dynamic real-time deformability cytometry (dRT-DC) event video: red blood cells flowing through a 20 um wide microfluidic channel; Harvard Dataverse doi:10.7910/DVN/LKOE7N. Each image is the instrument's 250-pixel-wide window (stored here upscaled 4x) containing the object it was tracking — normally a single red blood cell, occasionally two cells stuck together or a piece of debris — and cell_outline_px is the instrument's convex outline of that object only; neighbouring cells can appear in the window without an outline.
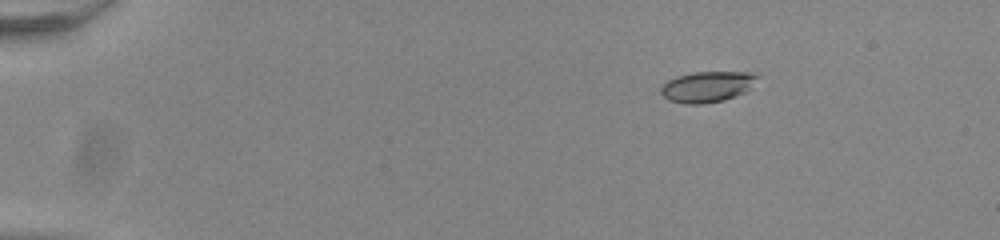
{"species": "common noctule bat (a hibernating species)", "species_latin": "Nyctalus noctula", "temperature_condition": "room temperature", "stored_images_in_passage": 46, "camera_frame_rate_fps": 3000, "um_per_image_px": 0.085, "animal": {"sex": "male", "body_mass_g": 20.0, "forearm_length_mm": 53.3}, "frame": {"image": 1, "passage_image": 1, "time_ms": 0.0, "image_size_px": [1000, 240], "cell_outline_px": [[760, 76], [744, 92], [724, 100], [704, 104], [688, 104], [668, 100], [660, 92], [660, 88], [668, 80], [676, 76], [692, 72], [748, 72]], "centroid_in_image_um": [60.08, 7.37], "position_along_channel_um": 24.9, "area_um2": 17.17}}
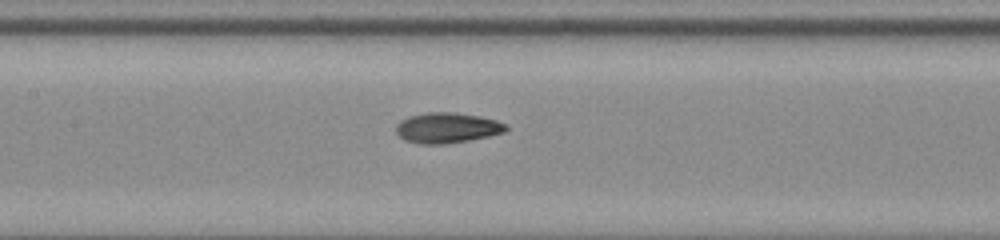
{"frame": {"image": 2, "passage_image": 20, "time_ms": 6.333, "image_size_px": [1000, 240], "cell_outline_px": [[508, 128], [504, 132], [488, 136], [468, 140], [444, 144], [420, 144], [404, 140], [396, 132], [396, 124], [400, 120], [408, 116], [428, 112], [452, 112], [480, 116], [496, 120], [508, 124]], "centroid_in_image_um": [37.99, 10.86], "position_along_channel_um": 169.4, "area_um2": 19.54}}
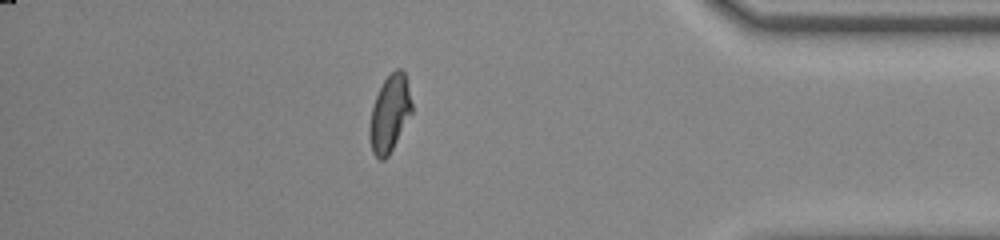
{"frame": {"image": 3, "passage_image": 40, "time_ms": 13.0, "image_size_px": [1000, 240], "cell_outline_px": [[412, 112], [388, 156], [384, 160], [380, 160], [372, 152], [368, 136], [368, 128], [372, 108], [376, 96], [384, 80], [396, 68], [400, 68], [404, 72], [412, 104]], "centroid_in_image_um": [33.1, 9.68], "position_along_channel_um": 402.1, "area_um2": 18.67}, "authors_computed_cell_mechanics": {"area_um2": 18.6694, "velocity_mm_per_s": 3.9229, "shape_relaxation_time_tau1_ms": 8.4196, "shape_relaxation_time_tau2_ms": 1.6512, "deformation_change_tau1": 0.225, "deformation_change_tau2": 0.0757}}